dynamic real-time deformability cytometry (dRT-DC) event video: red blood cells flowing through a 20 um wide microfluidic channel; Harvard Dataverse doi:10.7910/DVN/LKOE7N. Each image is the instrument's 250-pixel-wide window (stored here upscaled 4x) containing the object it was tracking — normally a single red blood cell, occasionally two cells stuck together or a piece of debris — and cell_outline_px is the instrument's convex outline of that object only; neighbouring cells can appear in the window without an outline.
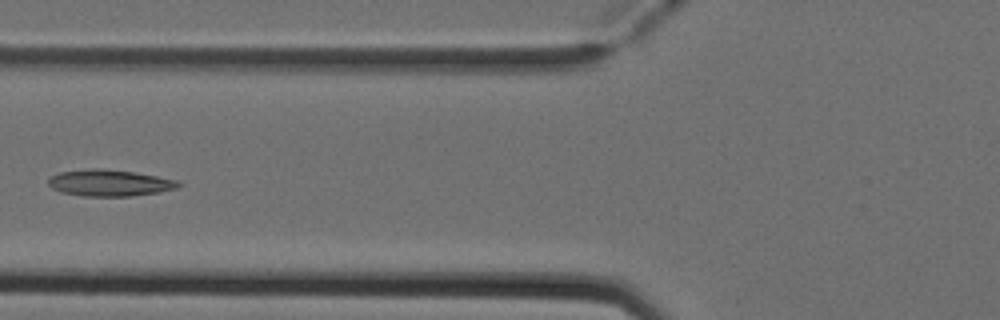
{"species": "Egyptian fruit bat (a non-hibernating species)", "species_latin": "Rousettus aegyptiacus", "temperature_condition": "cold", "stored_images_in_passage": 7, "camera_frame_rate_fps": 3000, "um_per_image_px": 0.085, "animal": {"sex": "female"}, "frame": {"image": 1, "passage_image": 6, "time_ms": 1.667, "image_size_px": [1000, 320], "cell_outline_px": [[184, 184], [176, 188], [160, 192], [132, 196], [80, 196], [60, 192], [52, 188], [48, 184], [48, 180], [52, 176], [60, 172], [92, 168], [96, 168], [132, 172], [156, 176], [176, 180]], "centroid_in_image_um": [9.31, 15.56], "position_along_channel_um": 116.5, "area_um2": 20.0}}
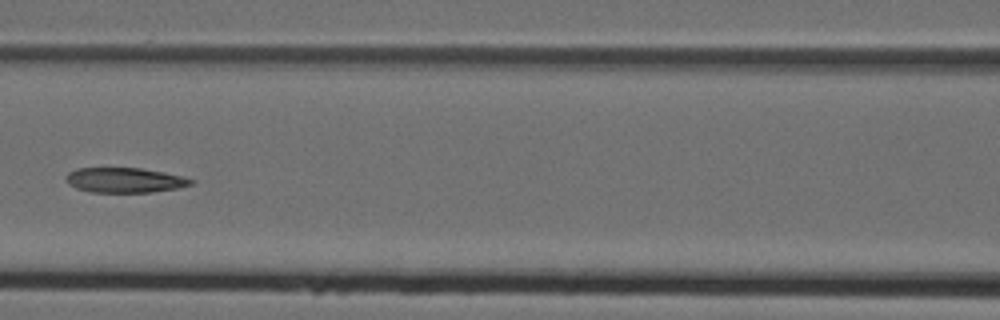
{"frame": {"image": 2, "passage_image": 7, "time_ms": 2.0, "image_size_px": [1000, 320], "cell_outline_px": [[196, 180], [192, 184], [176, 188], [152, 192], [92, 192], [76, 188], [68, 184], [64, 180], [64, 176], [68, 172], [76, 168], [140, 168], [164, 172], [184, 176]], "centroid_in_image_um": [10.58, 15.3], "position_along_channel_um": 156.0, "area_um2": 18.32}}